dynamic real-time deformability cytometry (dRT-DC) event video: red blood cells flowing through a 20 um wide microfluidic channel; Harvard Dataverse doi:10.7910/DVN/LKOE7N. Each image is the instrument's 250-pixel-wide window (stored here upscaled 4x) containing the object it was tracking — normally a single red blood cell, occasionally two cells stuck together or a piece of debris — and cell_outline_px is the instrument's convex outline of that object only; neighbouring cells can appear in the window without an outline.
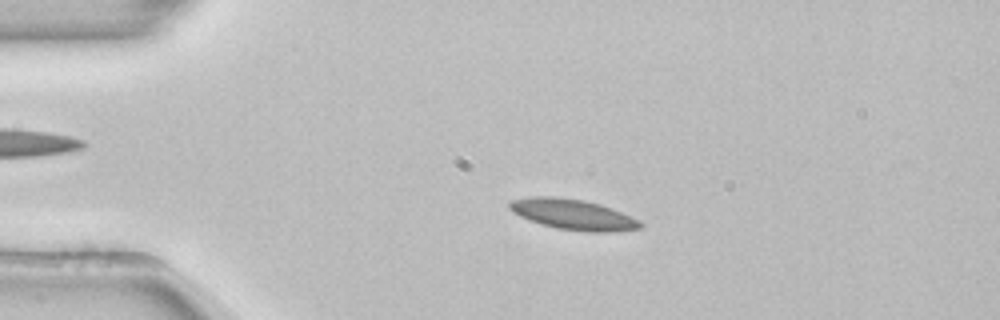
{"species": "common noctule bat (a hibernating species)", "species_latin": "Nyctalus noctula", "temperature_condition": "room temperature", "stored_images_in_passage": 48, "camera_frame_rate_fps": 3000, "um_per_image_px": 0.085, "animal": {"sex": "female", "body_mass_g": 22.7, "forearm_length_mm": 54.2}, "frame": {"image": 1, "passage_image": 11, "time_ms": 3.333, "image_size_px": [1000, 320], "cell_outline_px": [[644, 224], [640, 228], [608, 232], [584, 232], [556, 228], [540, 224], [528, 220], [512, 212], [508, 208], [508, 204], [512, 200], [532, 196], [552, 196], [584, 200], [600, 204], [612, 208], [640, 220]], "centroid_in_image_um": [48.69, 18.23], "position_along_channel_um": 36.3, "area_um2": 23.41}}
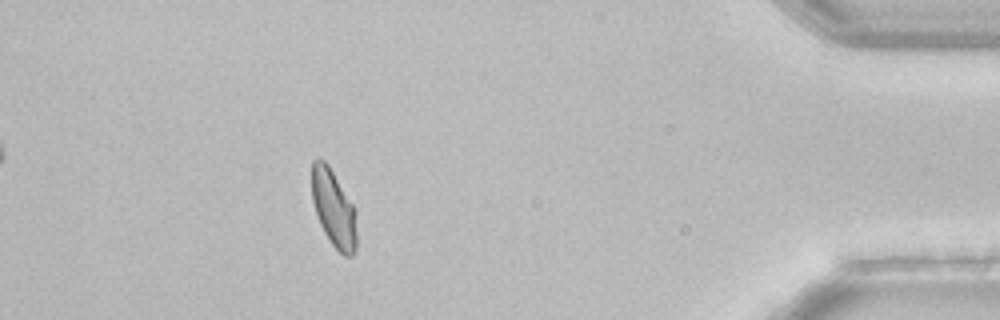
{"frame": {"image": 2, "passage_image": 47, "time_ms": 15.333, "image_size_px": [1000, 320], "cell_outline_px": [[356, 252], [352, 256], [344, 256], [332, 244], [324, 232], [320, 224], [312, 200], [312, 160], [324, 160], [328, 164], [356, 208]], "centroid_in_image_um": [28.38, 17.73], "position_along_channel_um": 406.8, "area_um2": 20.23}, "authors_computed_cell_mechanics": {"area_um2": 21.5305, "velocity_mm_per_s": 3.8606, "shape_relaxation_time_tau1_ms": null, "shape_relaxation_time_tau2_ms": 2.6555, "deformation_change_tau1": null, "deformation_change_tau2": 0.0773}}